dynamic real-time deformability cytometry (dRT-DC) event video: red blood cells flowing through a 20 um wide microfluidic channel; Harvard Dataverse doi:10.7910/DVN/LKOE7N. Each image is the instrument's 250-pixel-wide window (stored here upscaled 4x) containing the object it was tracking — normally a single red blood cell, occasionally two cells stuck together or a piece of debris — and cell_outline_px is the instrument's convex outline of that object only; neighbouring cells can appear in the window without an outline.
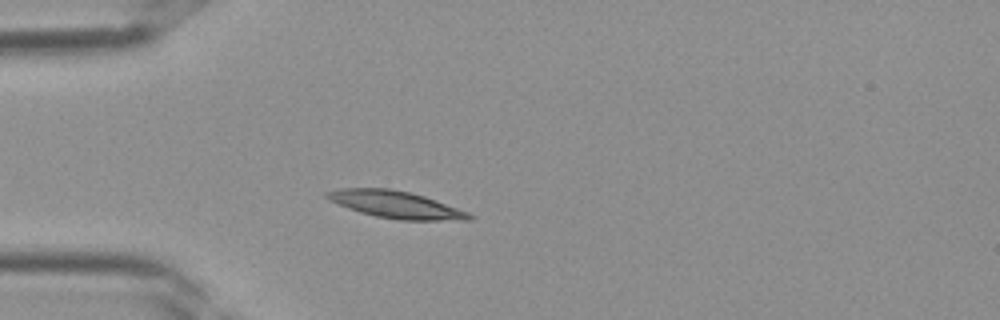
{"species": "Egyptian fruit bat (a non-hibernating species)", "species_latin": "Rousettus aegyptiacus", "temperature_condition": "room temperature", "stored_images_in_passage": 28, "camera_frame_rate_fps": 3000, "um_per_image_px": 0.085, "frame": {"image": 1, "passage_image": 3, "time_ms": 0.667, "image_size_px": [1000, 320], "cell_outline_px": [[476, 216], [472, 220], [400, 220], [376, 216], [360, 212], [348, 208], [328, 200], [324, 196], [324, 192], [340, 188], [388, 188], [412, 192], [436, 200], [468, 212]], "centroid_in_image_um": [33.64, 17.38], "position_along_channel_um": 51.4, "area_um2": 22.6}}
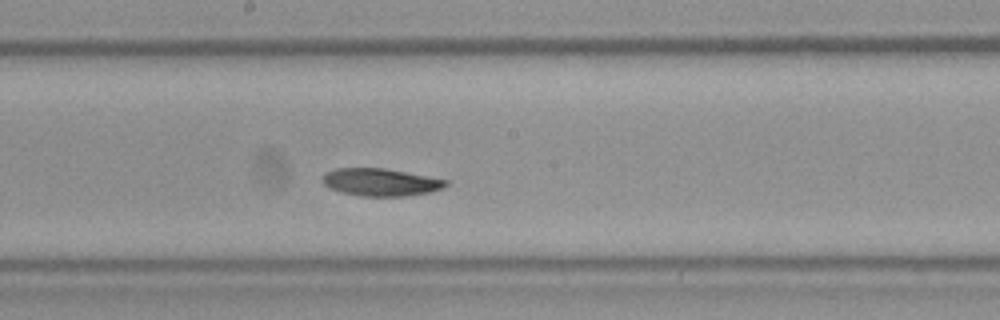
{"frame": {"image": 2, "passage_image": 13, "time_ms": 4.0, "image_size_px": [1000, 320], "cell_outline_px": [[448, 184], [444, 188], [428, 192], [404, 196], [360, 196], [340, 192], [328, 188], [320, 180], [328, 172], [336, 168], [384, 168], [448, 180]], "centroid_in_image_um": [32.33, 15.49], "position_along_channel_um": 215.9, "area_um2": 19.71}}
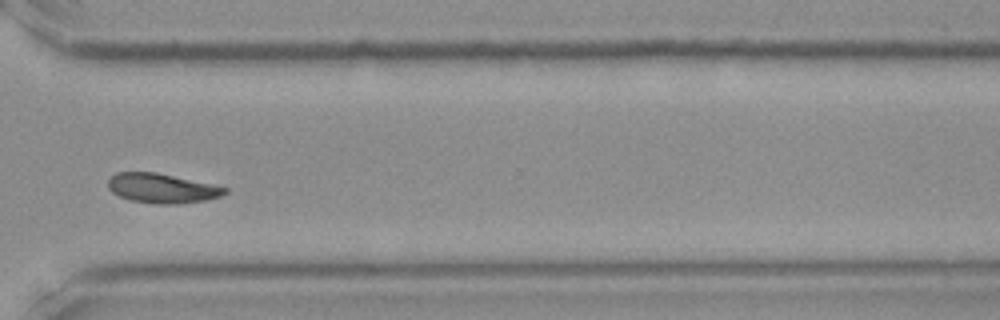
{"frame": {"image": 3, "passage_image": 21, "time_ms": 6.667, "image_size_px": [1000, 320], "cell_outline_px": [[228, 192], [220, 196], [208, 200], [180, 204], [156, 204], [132, 200], [120, 196], [112, 192], [108, 188], [108, 180], [116, 172], [156, 172], [212, 184], [228, 188]], "centroid_in_image_um": [13.79, 16.01], "position_along_channel_um": 356.8, "area_um2": 20.11}}